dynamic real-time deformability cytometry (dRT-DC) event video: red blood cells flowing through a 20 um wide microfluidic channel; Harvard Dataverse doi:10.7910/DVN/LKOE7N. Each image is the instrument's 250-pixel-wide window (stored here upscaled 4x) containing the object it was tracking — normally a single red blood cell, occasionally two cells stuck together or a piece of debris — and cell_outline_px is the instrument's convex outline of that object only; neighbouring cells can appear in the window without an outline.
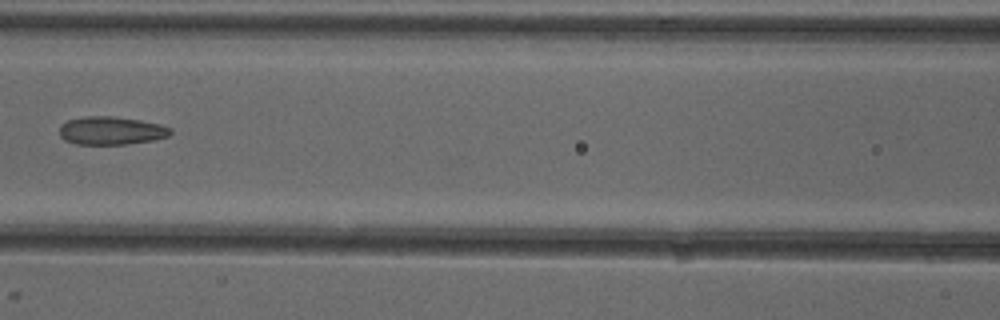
{"species": "common noctule bat (a hibernating species)", "species_latin": "Nyctalus noctula", "temperature_condition": "cold", "stored_images_in_passage": 7, "camera_frame_rate_fps": 3000, "um_per_image_px": 0.085, "animal": {"sex": "female"}, "frame": {"image": 1, "passage_image": 7, "time_ms": 7.0, "image_size_px": [1000, 320], "cell_outline_px": [[172, 132], [168, 136], [152, 140], [128, 144], [76, 144], [64, 140], [60, 136], [60, 124], [68, 120], [84, 116], [112, 116], [140, 120], [160, 124], [172, 128]], "centroid_in_image_um": [9.44, 11.1], "position_along_channel_um": 157.2, "area_um2": 18.26}}